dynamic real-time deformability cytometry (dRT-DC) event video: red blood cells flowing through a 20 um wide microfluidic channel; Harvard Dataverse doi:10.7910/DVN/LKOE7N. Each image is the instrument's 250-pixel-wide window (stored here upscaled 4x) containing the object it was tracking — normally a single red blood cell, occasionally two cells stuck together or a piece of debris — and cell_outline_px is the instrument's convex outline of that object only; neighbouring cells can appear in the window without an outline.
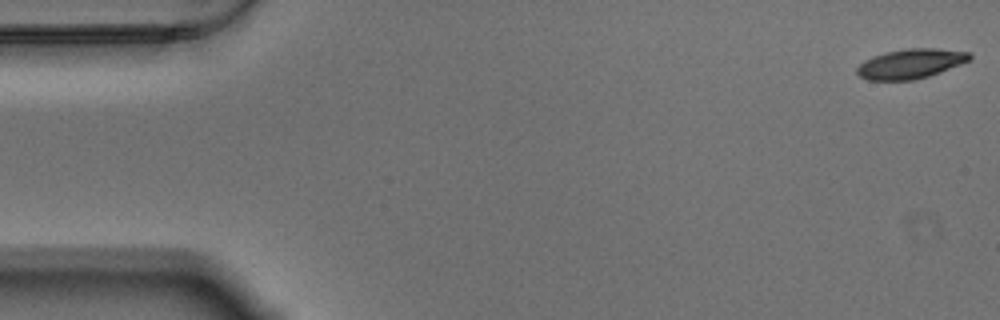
{"species": "Egyptian fruit bat (a non-hibernating species)", "species_latin": "Rousettus aegyptiacus", "temperature_condition": "warm", "stored_images_in_passage": 58, "camera_frame_rate_fps": 3000, "um_per_image_px": 0.085, "animal": {"sex": "male"}, "frame": {"image": 1, "passage_image": 1, "time_ms": 0.0, "image_size_px": [1000, 320], "cell_outline_px": [[972, 56], [968, 60], [960, 64], [940, 72], [928, 76], [912, 80], [868, 80], [860, 76], [856, 72], [856, 68], [864, 60], [872, 56], [884, 52], [908, 48], [936, 48], [968, 52]], "centroid_in_image_um": [77.36, 5.41], "position_along_channel_um": 7.6, "area_um2": 19.36}}
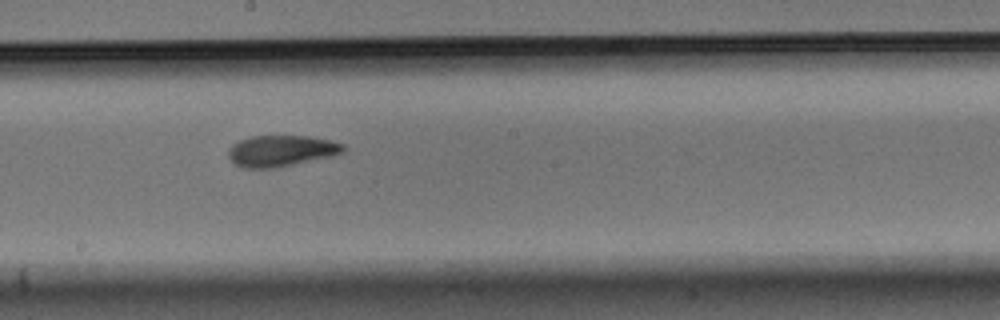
{"frame": {"image": 2, "passage_image": 31, "time_ms": 10.0, "image_size_px": [1000, 320], "cell_outline_px": [[344, 152], [332, 156], [276, 168], [244, 168], [236, 164], [228, 156], [228, 152], [232, 144], [240, 140], [252, 136], [308, 136], [328, 140], [344, 144]], "centroid_in_image_um": [23.9, 12.82], "position_along_channel_um": 224.3, "area_um2": 20.75}}
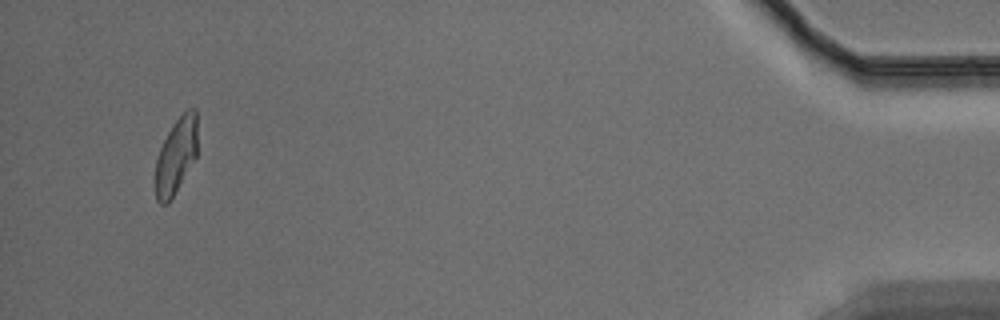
{"frame": {"image": 3, "passage_image": 55, "time_ms": 18.0, "image_size_px": [1000, 320], "cell_outline_px": [[196, 156], [168, 204], [160, 204], [156, 200], [156, 160], [160, 148], [172, 124], [188, 108], [196, 108]], "centroid_in_image_um": [14.95, 13.24], "position_along_channel_um": 420.2, "area_um2": 18.15}, "authors_computed_cell_mechanics": {"area_um2": 20.0566, "velocity_mm_per_s": 3.4615, "shape_relaxation_time_tau1_ms": 4.0482, "shape_relaxation_time_tau2_ms": 4.3645, "deformation_change_tau1": 0.1791, "deformation_change_tau2": 0.0934}}